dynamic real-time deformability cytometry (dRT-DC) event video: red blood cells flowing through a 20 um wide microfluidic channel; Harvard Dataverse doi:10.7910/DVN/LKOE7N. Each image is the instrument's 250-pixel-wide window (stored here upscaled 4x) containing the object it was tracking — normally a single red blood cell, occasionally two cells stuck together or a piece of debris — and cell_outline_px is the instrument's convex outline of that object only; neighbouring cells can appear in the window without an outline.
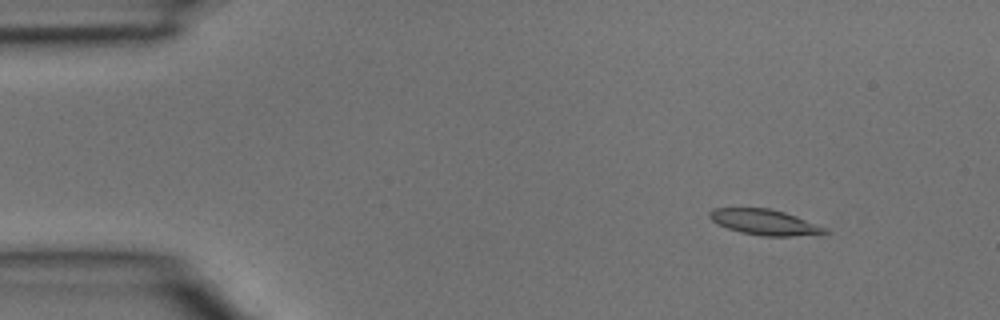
{"species": "common noctule bat (a hibernating species)", "species_latin": "Nyctalus noctula", "temperature_condition": "room temperature", "stored_images_in_passage": 3, "camera_frame_rate_fps": 3000, "um_per_image_px": 0.085, "animal": {"sex": "male", "body_mass_g": 15.6}, "frame": {"image": 1, "passage_image": 1, "time_ms": 0.0, "image_size_px": [1000, 320], "cell_outline_px": [[832, 232], [792, 236], [764, 236], [740, 232], [728, 228], [712, 220], [708, 216], [708, 212], [712, 208], [768, 208], [784, 212], [796, 216], [828, 228]], "centroid_in_image_um": [65.0, 18.88], "position_along_channel_um": 20.0, "area_um2": 17.05}}
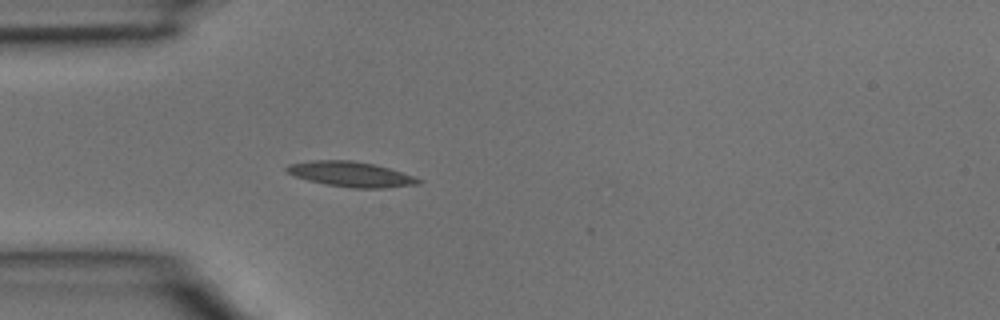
{"frame": {"image": 2, "passage_image": 3, "time_ms": 0.667, "image_size_px": [1000, 320], "cell_outline_px": [[424, 180], [420, 184], [388, 188], [352, 188], [328, 184], [308, 180], [296, 176], [288, 172], [284, 168], [288, 164], [312, 160], [352, 160], [372, 164], [388, 168]], "centroid_in_image_um": [29.84, 14.81], "position_along_channel_um": 55.2, "area_um2": 19.13}}